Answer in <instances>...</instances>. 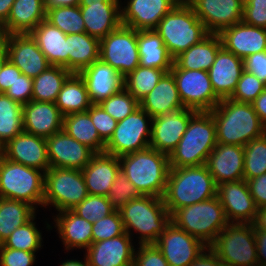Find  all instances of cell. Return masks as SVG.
<instances>
[{"mask_svg":"<svg viewBox=\"0 0 266 266\" xmlns=\"http://www.w3.org/2000/svg\"><path fill=\"white\" fill-rule=\"evenodd\" d=\"M210 112L216 125L217 143L245 146L265 133L266 126L252 103L224 98Z\"/></svg>","mask_w":266,"mask_h":266,"instance_id":"1","label":"cell"},{"mask_svg":"<svg viewBox=\"0 0 266 266\" xmlns=\"http://www.w3.org/2000/svg\"><path fill=\"white\" fill-rule=\"evenodd\" d=\"M217 196V185L206 165L170 168L163 201L172 215L177 209Z\"/></svg>","mask_w":266,"mask_h":266,"instance_id":"2","label":"cell"},{"mask_svg":"<svg viewBox=\"0 0 266 266\" xmlns=\"http://www.w3.org/2000/svg\"><path fill=\"white\" fill-rule=\"evenodd\" d=\"M120 170L140 195L162 198L169 173V156L148 147L118 157Z\"/></svg>","mask_w":266,"mask_h":266,"instance_id":"3","label":"cell"},{"mask_svg":"<svg viewBox=\"0 0 266 266\" xmlns=\"http://www.w3.org/2000/svg\"><path fill=\"white\" fill-rule=\"evenodd\" d=\"M124 230L133 237L139 235L138 244L155 243L171 222L163 198L140 195L119 209ZM135 231V232H133Z\"/></svg>","mask_w":266,"mask_h":266,"instance_id":"4","label":"cell"},{"mask_svg":"<svg viewBox=\"0 0 266 266\" xmlns=\"http://www.w3.org/2000/svg\"><path fill=\"white\" fill-rule=\"evenodd\" d=\"M217 145L216 125L210 111H197L188 123L175 150L169 156L170 168L205 165Z\"/></svg>","mask_w":266,"mask_h":266,"instance_id":"5","label":"cell"},{"mask_svg":"<svg viewBox=\"0 0 266 266\" xmlns=\"http://www.w3.org/2000/svg\"><path fill=\"white\" fill-rule=\"evenodd\" d=\"M154 30L162 38L173 59L209 34L185 0H181L168 12Z\"/></svg>","mask_w":266,"mask_h":266,"instance_id":"6","label":"cell"},{"mask_svg":"<svg viewBox=\"0 0 266 266\" xmlns=\"http://www.w3.org/2000/svg\"><path fill=\"white\" fill-rule=\"evenodd\" d=\"M171 222L208 247L228 224L218 196L177 209Z\"/></svg>","mask_w":266,"mask_h":266,"instance_id":"7","label":"cell"},{"mask_svg":"<svg viewBox=\"0 0 266 266\" xmlns=\"http://www.w3.org/2000/svg\"><path fill=\"white\" fill-rule=\"evenodd\" d=\"M45 172L0 157V197L43 207Z\"/></svg>","mask_w":266,"mask_h":266,"instance_id":"8","label":"cell"},{"mask_svg":"<svg viewBox=\"0 0 266 266\" xmlns=\"http://www.w3.org/2000/svg\"><path fill=\"white\" fill-rule=\"evenodd\" d=\"M209 248L227 266H259L254 224L228 223Z\"/></svg>","mask_w":266,"mask_h":266,"instance_id":"9","label":"cell"},{"mask_svg":"<svg viewBox=\"0 0 266 266\" xmlns=\"http://www.w3.org/2000/svg\"><path fill=\"white\" fill-rule=\"evenodd\" d=\"M81 170L52 168L45 172L43 207L72 210L88 196Z\"/></svg>","mask_w":266,"mask_h":266,"instance_id":"10","label":"cell"},{"mask_svg":"<svg viewBox=\"0 0 266 266\" xmlns=\"http://www.w3.org/2000/svg\"><path fill=\"white\" fill-rule=\"evenodd\" d=\"M152 117L141 107L117 123L104 152L120 157L149 147Z\"/></svg>","mask_w":266,"mask_h":266,"instance_id":"11","label":"cell"},{"mask_svg":"<svg viewBox=\"0 0 266 266\" xmlns=\"http://www.w3.org/2000/svg\"><path fill=\"white\" fill-rule=\"evenodd\" d=\"M138 30L121 24L100 40L99 59L123 77L139 66Z\"/></svg>","mask_w":266,"mask_h":266,"instance_id":"12","label":"cell"},{"mask_svg":"<svg viewBox=\"0 0 266 266\" xmlns=\"http://www.w3.org/2000/svg\"><path fill=\"white\" fill-rule=\"evenodd\" d=\"M170 72L184 108L211 111L221 101L212 88L208 71L181 69L174 62Z\"/></svg>","mask_w":266,"mask_h":266,"instance_id":"13","label":"cell"},{"mask_svg":"<svg viewBox=\"0 0 266 266\" xmlns=\"http://www.w3.org/2000/svg\"><path fill=\"white\" fill-rule=\"evenodd\" d=\"M154 244L160 249L169 266H189L208 247L172 222Z\"/></svg>","mask_w":266,"mask_h":266,"instance_id":"14","label":"cell"},{"mask_svg":"<svg viewBox=\"0 0 266 266\" xmlns=\"http://www.w3.org/2000/svg\"><path fill=\"white\" fill-rule=\"evenodd\" d=\"M194 10L208 33L242 22L244 0H185Z\"/></svg>","mask_w":266,"mask_h":266,"instance_id":"15","label":"cell"},{"mask_svg":"<svg viewBox=\"0 0 266 266\" xmlns=\"http://www.w3.org/2000/svg\"><path fill=\"white\" fill-rule=\"evenodd\" d=\"M217 196L228 223L254 224L258 208L250 194L246 180L224 182L217 185Z\"/></svg>","mask_w":266,"mask_h":266,"instance_id":"16","label":"cell"},{"mask_svg":"<svg viewBox=\"0 0 266 266\" xmlns=\"http://www.w3.org/2000/svg\"><path fill=\"white\" fill-rule=\"evenodd\" d=\"M8 60L22 74L34 78L46 71L51 64L29 33L2 35Z\"/></svg>","mask_w":266,"mask_h":266,"instance_id":"17","label":"cell"},{"mask_svg":"<svg viewBox=\"0 0 266 266\" xmlns=\"http://www.w3.org/2000/svg\"><path fill=\"white\" fill-rule=\"evenodd\" d=\"M196 112L181 108L153 118L149 147L170 156L186 132L190 118Z\"/></svg>","mask_w":266,"mask_h":266,"instance_id":"18","label":"cell"},{"mask_svg":"<svg viewBox=\"0 0 266 266\" xmlns=\"http://www.w3.org/2000/svg\"><path fill=\"white\" fill-rule=\"evenodd\" d=\"M46 141L48 160L52 168L83 170L96 154L63 129L47 137Z\"/></svg>","mask_w":266,"mask_h":266,"instance_id":"19","label":"cell"},{"mask_svg":"<svg viewBox=\"0 0 266 266\" xmlns=\"http://www.w3.org/2000/svg\"><path fill=\"white\" fill-rule=\"evenodd\" d=\"M181 0H124L121 23L135 30H154ZM124 5V6H123Z\"/></svg>","mask_w":266,"mask_h":266,"instance_id":"20","label":"cell"},{"mask_svg":"<svg viewBox=\"0 0 266 266\" xmlns=\"http://www.w3.org/2000/svg\"><path fill=\"white\" fill-rule=\"evenodd\" d=\"M133 239L125 231L120 236L91 243L84 256L89 266H133L137 246Z\"/></svg>","mask_w":266,"mask_h":266,"instance_id":"21","label":"cell"},{"mask_svg":"<svg viewBox=\"0 0 266 266\" xmlns=\"http://www.w3.org/2000/svg\"><path fill=\"white\" fill-rule=\"evenodd\" d=\"M2 155L12 162L43 172L50 168L46 138L24 131L2 147Z\"/></svg>","mask_w":266,"mask_h":266,"instance_id":"22","label":"cell"},{"mask_svg":"<svg viewBox=\"0 0 266 266\" xmlns=\"http://www.w3.org/2000/svg\"><path fill=\"white\" fill-rule=\"evenodd\" d=\"M53 223L45 221L47 231L56 229L64 250H86L92 243L93 223L81 218L73 210L59 211L52 216ZM55 224L53 227L51 225Z\"/></svg>","mask_w":266,"mask_h":266,"instance_id":"23","label":"cell"},{"mask_svg":"<svg viewBox=\"0 0 266 266\" xmlns=\"http://www.w3.org/2000/svg\"><path fill=\"white\" fill-rule=\"evenodd\" d=\"M244 146L217 143L206 166L216 185L244 179Z\"/></svg>","mask_w":266,"mask_h":266,"instance_id":"24","label":"cell"},{"mask_svg":"<svg viewBox=\"0 0 266 266\" xmlns=\"http://www.w3.org/2000/svg\"><path fill=\"white\" fill-rule=\"evenodd\" d=\"M78 74L85 83L92 104H100L124 88V77L100 59Z\"/></svg>","mask_w":266,"mask_h":266,"instance_id":"25","label":"cell"},{"mask_svg":"<svg viewBox=\"0 0 266 266\" xmlns=\"http://www.w3.org/2000/svg\"><path fill=\"white\" fill-rule=\"evenodd\" d=\"M218 35L222 47L242 60L249 55L266 50V28L240 22L223 29Z\"/></svg>","mask_w":266,"mask_h":266,"instance_id":"26","label":"cell"},{"mask_svg":"<svg viewBox=\"0 0 266 266\" xmlns=\"http://www.w3.org/2000/svg\"><path fill=\"white\" fill-rule=\"evenodd\" d=\"M23 130L44 138L63 129L64 115L52 102L31 100L22 107Z\"/></svg>","mask_w":266,"mask_h":266,"instance_id":"27","label":"cell"},{"mask_svg":"<svg viewBox=\"0 0 266 266\" xmlns=\"http://www.w3.org/2000/svg\"><path fill=\"white\" fill-rule=\"evenodd\" d=\"M85 32L99 40L121 23V2L80 3Z\"/></svg>","mask_w":266,"mask_h":266,"instance_id":"28","label":"cell"},{"mask_svg":"<svg viewBox=\"0 0 266 266\" xmlns=\"http://www.w3.org/2000/svg\"><path fill=\"white\" fill-rule=\"evenodd\" d=\"M243 68V60L223 47L218 51L215 61L208 70L212 88L220 98H229L236 88Z\"/></svg>","mask_w":266,"mask_h":266,"instance_id":"29","label":"cell"},{"mask_svg":"<svg viewBox=\"0 0 266 266\" xmlns=\"http://www.w3.org/2000/svg\"><path fill=\"white\" fill-rule=\"evenodd\" d=\"M119 170L118 157L105 152L96 153L89 164L81 170L88 194L107 197Z\"/></svg>","mask_w":266,"mask_h":266,"instance_id":"30","label":"cell"},{"mask_svg":"<svg viewBox=\"0 0 266 266\" xmlns=\"http://www.w3.org/2000/svg\"><path fill=\"white\" fill-rule=\"evenodd\" d=\"M46 20L45 0H15L7 21L0 27L2 35L26 34Z\"/></svg>","mask_w":266,"mask_h":266,"instance_id":"31","label":"cell"},{"mask_svg":"<svg viewBox=\"0 0 266 266\" xmlns=\"http://www.w3.org/2000/svg\"><path fill=\"white\" fill-rule=\"evenodd\" d=\"M139 104L152 118L184 108L173 74L165 73L152 91L139 101Z\"/></svg>","mask_w":266,"mask_h":266,"instance_id":"32","label":"cell"},{"mask_svg":"<svg viewBox=\"0 0 266 266\" xmlns=\"http://www.w3.org/2000/svg\"><path fill=\"white\" fill-rule=\"evenodd\" d=\"M52 66H61L69 71L67 35L46 20L29 33Z\"/></svg>","mask_w":266,"mask_h":266,"instance_id":"33","label":"cell"},{"mask_svg":"<svg viewBox=\"0 0 266 266\" xmlns=\"http://www.w3.org/2000/svg\"><path fill=\"white\" fill-rule=\"evenodd\" d=\"M137 42L140 66L161 69L166 73L170 72L174 59L155 30H139Z\"/></svg>","mask_w":266,"mask_h":266,"instance_id":"34","label":"cell"},{"mask_svg":"<svg viewBox=\"0 0 266 266\" xmlns=\"http://www.w3.org/2000/svg\"><path fill=\"white\" fill-rule=\"evenodd\" d=\"M221 48L222 42L220 36L209 33L199 43L194 44L188 50L177 56L174 62L181 69L208 71Z\"/></svg>","mask_w":266,"mask_h":266,"instance_id":"35","label":"cell"},{"mask_svg":"<svg viewBox=\"0 0 266 266\" xmlns=\"http://www.w3.org/2000/svg\"><path fill=\"white\" fill-rule=\"evenodd\" d=\"M100 40L84 33L67 35L69 71L78 74L99 60Z\"/></svg>","mask_w":266,"mask_h":266,"instance_id":"36","label":"cell"},{"mask_svg":"<svg viewBox=\"0 0 266 266\" xmlns=\"http://www.w3.org/2000/svg\"><path fill=\"white\" fill-rule=\"evenodd\" d=\"M63 130L95 153L104 152L106 143L100 138L87 111L65 115Z\"/></svg>","mask_w":266,"mask_h":266,"instance_id":"37","label":"cell"},{"mask_svg":"<svg viewBox=\"0 0 266 266\" xmlns=\"http://www.w3.org/2000/svg\"><path fill=\"white\" fill-rule=\"evenodd\" d=\"M55 105L65 116L71 113L86 112L92 102L85 83L79 74L72 73L64 82Z\"/></svg>","mask_w":266,"mask_h":266,"instance_id":"38","label":"cell"},{"mask_svg":"<svg viewBox=\"0 0 266 266\" xmlns=\"http://www.w3.org/2000/svg\"><path fill=\"white\" fill-rule=\"evenodd\" d=\"M36 213V209L27 202L0 197V244Z\"/></svg>","mask_w":266,"mask_h":266,"instance_id":"39","label":"cell"},{"mask_svg":"<svg viewBox=\"0 0 266 266\" xmlns=\"http://www.w3.org/2000/svg\"><path fill=\"white\" fill-rule=\"evenodd\" d=\"M72 73L61 66H50L33 78L32 100L55 103L64 82Z\"/></svg>","mask_w":266,"mask_h":266,"instance_id":"40","label":"cell"},{"mask_svg":"<svg viewBox=\"0 0 266 266\" xmlns=\"http://www.w3.org/2000/svg\"><path fill=\"white\" fill-rule=\"evenodd\" d=\"M23 105L0 93V146L23 132Z\"/></svg>","mask_w":266,"mask_h":266,"instance_id":"41","label":"cell"},{"mask_svg":"<svg viewBox=\"0 0 266 266\" xmlns=\"http://www.w3.org/2000/svg\"><path fill=\"white\" fill-rule=\"evenodd\" d=\"M36 216L37 213L27 223L16 228L0 247L38 253L44 242L42 231L36 226Z\"/></svg>","mask_w":266,"mask_h":266,"instance_id":"42","label":"cell"},{"mask_svg":"<svg viewBox=\"0 0 266 266\" xmlns=\"http://www.w3.org/2000/svg\"><path fill=\"white\" fill-rule=\"evenodd\" d=\"M165 73L161 69L139 65L124 77V88L140 101L152 91Z\"/></svg>","mask_w":266,"mask_h":266,"instance_id":"43","label":"cell"},{"mask_svg":"<svg viewBox=\"0 0 266 266\" xmlns=\"http://www.w3.org/2000/svg\"><path fill=\"white\" fill-rule=\"evenodd\" d=\"M46 21L66 35L85 32L79 5L46 7Z\"/></svg>","mask_w":266,"mask_h":266,"instance_id":"44","label":"cell"},{"mask_svg":"<svg viewBox=\"0 0 266 266\" xmlns=\"http://www.w3.org/2000/svg\"><path fill=\"white\" fill-rule=\"evenodd\" d=\"M244 180L266 173V136L253 139L244 146Z\"/></svg>","mask_w":266,"mask_h":266,"instance_id":"45","label":"cell"},{"mask_svg":"<svg viewBox=\"0 0 266 266\" xmlns=\"http://www.w3.org/2000/svg\"><path fill=\"white\" fill-rule=\"evenodd\" d=\"M100 105L117 122L123 120L140 107L139 101L125 88L103 100Z\"/></svg>","mask_w":266,"mask_h":266,"instance_id":"46","label":"cell"},{"mask_svg":"<svg viewBox=\"0 0 266 266\" xmlns=\"http://www.w3.org/2000/svg\"><path fill=\"white\" fill-rule=\"evenodd\" d=\"M72 210L81 218L94 223L110 215L116 209L111 205L106 196L88 195Z\"/></svg>","mask_w":266,"mask_h":266,"instance_id":"47","label":"cell"},{"mask_svg":"<svg viewBox=\"0 0 266 266\" xmlns=\"http://www.w3.org/2000/svg\"><path fill=\"white\" fill-rule=\"evenodd\" d=\"M139 196L140 194L136 190L133 183L127 179L122 170H119L107 196L111 205L116 210H119L130 200H133Z\"/></svg>","mask_w":266,"mask_h":266,"instance_id":"48","label":"cell"},{"mask_svg":"<svg viewBox=\"0 0 266 266\" xmlns=\"http://www.w3.org/2000/svg\"><path fill=\"white\" fill-rule=\"evenodd\" d=\"M125 232L119 210L96 221L92 226V243L122 235Z\"/></svg>","mask_w":266,"mask_h":266,"instance_id":"49","label":"cell"},{"mask_svg":"<svg viewBox=\"0 0 266 266\" xmlns=\"http://www.w3.org/2000/svg\"><path fill=\"white\" fill-rule=\"evenodd\" d=\"M265 88L266 85L255 75L243 71L235 90L229 98L238 102L252 103Z\"/></svg>","mask_w":266,"mask_h":266,"instance_id":"50","label":"cell"},{"mask_svg":"<svg viewBox=\"0 0 266 266\" xmlns=\"http://www.w3.org/2000/svg\"><path fill=\"white\" fill-rule=\"evenodd\" d=\"M87 112L90 114L100 138L107 143L112 137L118 122L100 104H92Z\"/></svg>","mask_w":266,"mask_h":266,"instance_id":"51","label":"cell"},{"mask_svg":"<svg viewBox=\"0 0 266 266\" xmlns=\"http://www.w3.org/2000/svg\"><path fill=\"white\" fill-rule=\"evenodd\" d=\"M133 266H169V264L160 249L154 243H150L139 244L136 247Z\"/></svg>","mask_w":266,"mask_h":266,"instance_id":"52","label":"cell"},{"mask_svg":"<svg viewBox=\"0 0 266 266\" xmlns=\"http://www.w3.org/2000/svg\"><path fill=\"white\" fill-rule=\"evenodd\" d=\"M242 22L266 28V0H244Z\"/></svg>","mask_w":266,"mask_h":266,"instance_id":"53","label":"cell"},{"mask_svg":"<svg viewBox=\"0 0 266 266\" xmlns=\"http://www.w3.org/2000/svg\"><path fill=\"white\" fill-rule=\"evenodd\" d=\"M36 254V252L0 247V266H33L37 262Z\"/></svg>","mask_w":266,"mask_h":266,"instance_id":"54","label":"cell"},{"mask_svg":"<svg viewBox=\"0 0 266 266\" xmlns=\"http://www.w3.org/2000/svg\"><path fill=\"white\" fill-rule=\"evenodd\" d=\"M4 93L22 105L30 102L33 93V78L21 74Z\"/></svg>","mask_w":266,"mask_h":266,"instance_id":"55","label":"cell"},{"mask_svg":"<svg viewBox=\"0 0 266 266\" xmlns=\"http://www.w3.org/2000/svg\"><path fill=\"white\" fill-rule=\"evenodd\" d=\"M243 68L266 85V50L244 58Z\"/></svg>","mask_w":266,"mask_h":266,"instance_id":"56","label":"cell"},{"mask_svg":"<svg viewBox=\"0 0 266 266\" xmlns=\"http://www.w3.org/2000/svg\"><path fill=\"white\" fill-rule=\"evenodd\" d=\"M247 184L256 207H266V173L247 180Z\"/></svg>","mask_w":266,"mask_h":266,"instance_id":"57","label":"cell"},{"mask_svg":"<svg viewBox=\"0 0 266 266\" xmlns=\"http://www.w3.org/2000/svg\"><path fill=\"white\" fill-rule=\"evenodd\" d=\"M22 72L9 60H7L0 71V93H4L16 81Z\"/></svg>","mask_w":266,"mask_h":266,"instance_id":"58","label":"cell"},{"mask_svg":"<svg viewBox=\"0 0 266 266\" xmlns=\"http://www.w3.org/2000/svg\"><path fill=\"white\" fill-rule=\"evenodd\" d=\"M189 266H227L215 253L207 247Z\"/></svg>","mask_w":266,"mask_h":266,"instance_id":"59","label":"cell"},{"mask_svg":"<svg viewBox=\"0 0 266 266\" xmlns=\"http://www.w3.org/2000/svg\"><path fill=\"white\" fill-rule=\"evenodd\" d=\"M256 251L259 266H266V232L254 226Z\"/></svg>","mask_w":266,"mask_h":266,"instance_id":"60","label":"cell"},{"mask_svg":"<svg viewBox=\"0 0 266 266\" xmlns=\"http://www.w3.org/2000/svg\"><path fill=\"white\" fill-rule=\"evenodd\" d=\"M252 105L260 121L266 126V88L252 102Z\"/></svg>","mask_w":266,"mask_h":266,"instance_id":"61","label":"cell"},{"mask_svg":"<svg viewBox=\"0 0 266 266\" xmlns=\"http://www.w3.org/2000/svg\"><path fill=\"white\" fill-rule=\"evenodd\" d=\"M15 0H0V27L7 21Z\"/></svg>","mask_w":266,"mask_h":266,"instance_id":"62","label":"cell"},{"mask_svg":"<svg viewBox=\"0 0 266 266\" xmlns=\"http://www.w3.org/2000/svg\"><path fill=\"white\" fill-rule=\"evenodd\" d=\"M254 226L266 232V207H262L258 209L257 217L254 222Z\"/></svg>","mask_w":266,"mask_h":266,"instance_id":"63","label":"cell"},{"mask_svg":"<svg viewBox=\"0 0 266 266\" xmlns=\"http://www.w3.org/2000/svg\"><path fill=\"white\" fill-rule=\"evenodd\" d=\"M46 7L79 5L80 0H45Z\"/></svg>","mask_w":266,"mask_h":266,"instance_id":"64","label":"cell"},{"mask_svg":"<svg viewBox=\"0 0 266 266\" xmlns=\"http://www.w3.org/2000/svg\"><path fill=\"white\" fill-rule=\"evenodd\" d=\"M84 261L77 259H66L62 261L60 266H89L86 257L83 258Z\"/></svg>","mask_w":266,"mask_h":266,"instance_id":"65","label":"cell"},{"mask_svg":"<svg viewBox=\"0 0 266 266\" xmlns=\"http://www.w3.org/2000/svg\"><path fill=\"white\" fill-rule=\"evenodd\" d=\"M8 60L6 45L4 43L3 38L0 39V71L4 65V63Z\"/></svg>","mask_w":266,"mask_h":266,"instance_id":"66","label":"cell"},{"mask_svg":"<svg viewBox=\"0 0 266 266\" xmlns=\"http://www.w3.org/2000/svg\"><path fill=\"white\" fill-rule=\"evenodd\" d=\"M95 2H122L121 0H80V3H95Z\"/></svg>","mask_w":266,"mask_h":266,"instance_id":"67","label":"cell"},{"mask_svg":"<svg viewBox=\"0 0 266 266\" xmlns=\"http://www.w3.org/2000/svg\"><path fill=\"white\" fill-rule=\"evenodd\" d=\"M1 155H2V147L0 146V157H1Z\"/></svg>","mask_w":266,"mask_h":266,"instance_id":"68","label":"cell"}]
</instances>
